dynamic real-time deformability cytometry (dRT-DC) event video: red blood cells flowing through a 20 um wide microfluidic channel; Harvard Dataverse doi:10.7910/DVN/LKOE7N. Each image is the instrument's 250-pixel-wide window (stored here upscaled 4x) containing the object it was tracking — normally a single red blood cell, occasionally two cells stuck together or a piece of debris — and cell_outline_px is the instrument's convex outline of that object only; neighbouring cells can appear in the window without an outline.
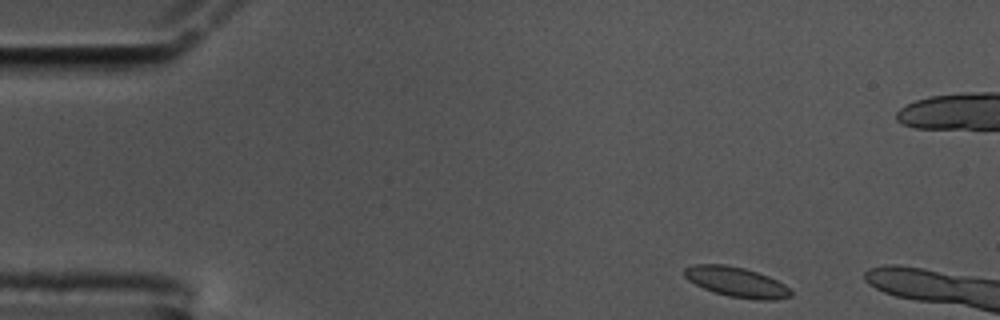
{"species": "common noctule bat (a hibernating species)", "species_latin": "Nyctalus noctula", "temperature_condition": "cold", "stored_images_in_passage": 10, "camera_frame_rate_fps": 3000, "um_per_image_px": 0.085, "animal": {"sex": "male", "body_mass_g": 17.5, "forearm_length_mm": 52.3}, "frame": {"image": 1, "passage_image": 2, "time_ms": 0.333, "image_size_px": [1000, 320], "cell_outline_px": [[792, 296], [776, 300], [760, 300], [728, 296], [704, 288], [688, 280], [684, 276], [684, 268], [692, 264], [724, 264], [744, 268], [768, 276], [784, 284], [792, 292]], "centroid_in_image_um": [62.6, 23.97], "position_along_channel_um": 22.4, "area_um2": 18.5}}